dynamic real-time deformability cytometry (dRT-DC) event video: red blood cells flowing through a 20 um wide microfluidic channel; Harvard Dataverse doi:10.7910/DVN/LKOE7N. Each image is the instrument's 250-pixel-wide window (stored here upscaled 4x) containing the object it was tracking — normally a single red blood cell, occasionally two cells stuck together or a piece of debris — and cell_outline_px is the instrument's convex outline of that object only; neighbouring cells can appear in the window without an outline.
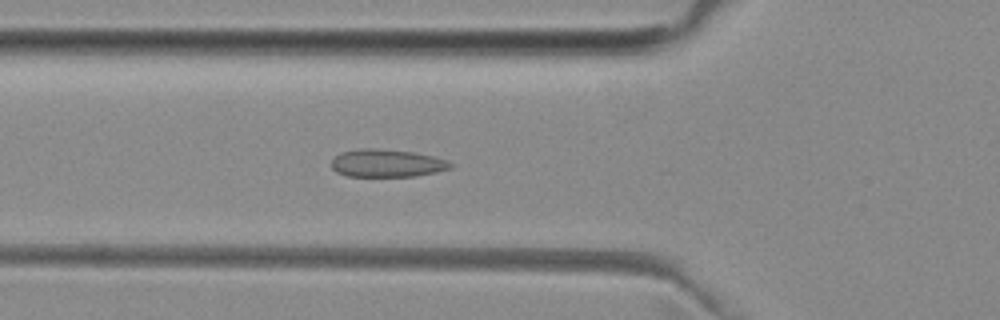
{"species": "common noctule bat (a hibernating species)", "species_latin": "Nyctalus noctula", "temperature_condition": "room temperature", "stored_images_in_passage": 27, "camera_frame_rate_fps": 3000, "um_per_image_px": 0.085, "animal": {"sex": "female", "body_mass_g": 29.2, "forearm_length_mm": 56.3}, "frame": {"image": 1, "passage_image": 13, "time_ms": 4.0, "image_size_px": [1000, 320], "cell_outline_px": [[456, 164], [452, 168], [436, 172], [416, 176], [348, 176], [336, 172], [332, 168], [332, 160], [340, 152], [360, 148], [376, 148], [412, 152], [432, 156], [448, 160]], "centroid_in_image_um": [32.91, 13.87], "position_along_channel_um": 92.9, "area_um2": 19.36}}
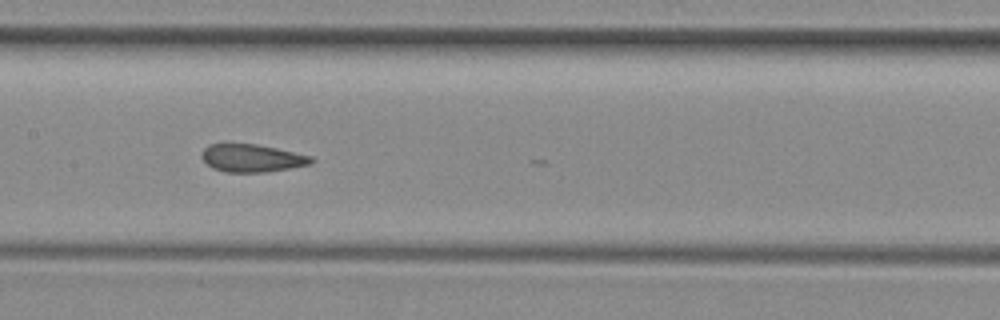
{"frame": {"image": 2, "passage_image": 20, "time_ms": 6.333, "image_size_px": [1000, 320], "cell_outline_px": [[316, 160], [312, 164], [268, 172], [224, 172], [212, 168], [200, 156], [200, 152], [208, 144], [256, 144], [276, 148], [312, 156]], "centroid_in_image_um": [21.42, 13.44], "position_along_channel_um": 186.0, "area_um2": 17.86}}
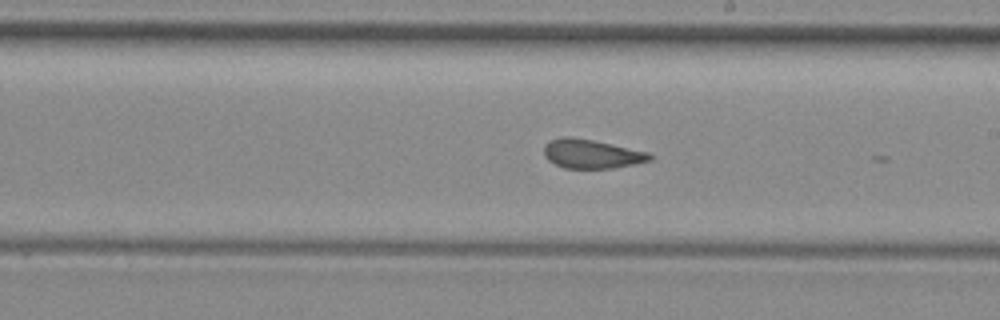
{"frame": {"image": 3, "passage_image": 24, "time_ms": 7.667, "image_size_px": [1000, 320], "cell_outline_px": [[652, 160], [636, 164], [612, 168], [564, 168], [548, 160], [544, 156], [544, 148], [552, 140], [564, 136], [572, 136], [592, 140], [648, 152], [652, 156]], "centroid_in_image_um": [50.29, 13.09], "position_along_channel_um": 238.7, "area_um2": 17.69}}